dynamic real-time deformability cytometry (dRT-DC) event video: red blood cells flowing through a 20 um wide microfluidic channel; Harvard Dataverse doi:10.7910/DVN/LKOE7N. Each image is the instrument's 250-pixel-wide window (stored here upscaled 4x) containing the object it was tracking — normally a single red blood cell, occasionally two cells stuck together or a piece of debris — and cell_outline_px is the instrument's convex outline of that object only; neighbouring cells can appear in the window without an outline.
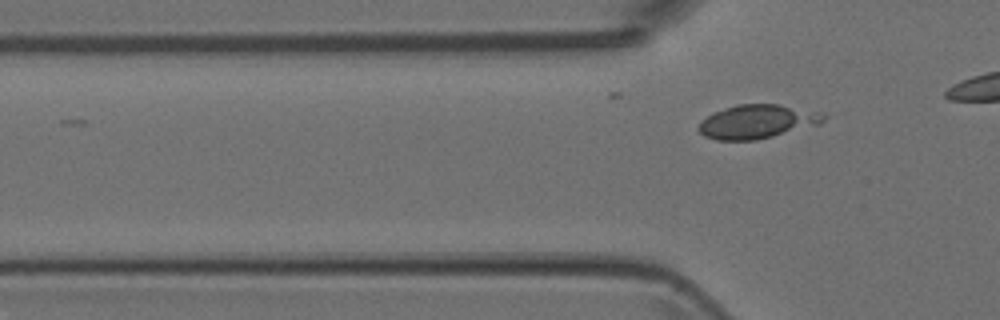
{"species": "Egyptian fruit bat (a non-hibernating species)", "species_latin": "Rousettus aegyptiacus", "temperature_condition": "room temperature", "stored_images_in_passage": 3, "camera_frame_rate_fps": 3000, "um_per_image_px": 0.085, "animal": {"sex": "female"}, "frame": {"image": 1, "passage_image": 3, "time_ms": 0.667, "image_size_px": [1000, 320], "cell_outline_px": [[828, 116], [820, 124], [756, 140], [716, 140], [704, 136], [696, 128], [712, 112], [736, 104], [780, 104], [824, 112]], "centroid_in_image_um": [64.4, 10.32], "position_along_channel_um": 61.4, "area_um2": 24.74}}